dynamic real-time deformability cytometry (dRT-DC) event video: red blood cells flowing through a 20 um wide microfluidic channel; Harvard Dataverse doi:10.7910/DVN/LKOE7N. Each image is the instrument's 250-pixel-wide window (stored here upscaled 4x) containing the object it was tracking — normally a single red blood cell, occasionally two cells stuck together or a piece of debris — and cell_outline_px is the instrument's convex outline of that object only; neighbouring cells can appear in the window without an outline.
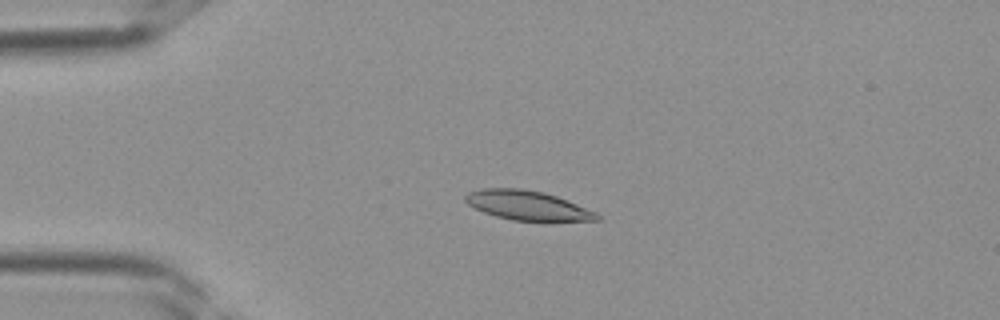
{"species": "Egyptian fruit bat (a non-hibernating species)", "species_latin": "Rousettus aegyptiacus", "temperature_condition": "room temperature", "stored_images_in_passage": 36, "camera_frame_rate_fps": 3000, "um_per_image_px": 0.085, "frame": {"image": 1, "passage_image": 8, "time_ms": 2.333, "image_size_px": [1000, 320], "cell_outline_px": [[600, 220], [512, 220], [496, 216], [484, 212], [468, 204], [464, 200], [464, 196], [468, 192], [484, 188], [520, 188], [544, 192], [556, 196], [596, 212], [600, 216]], "centroid_in_image_um": [44.79, 17.44], "position_along_channel_um": 40.2, "area_um2": 22.14}}
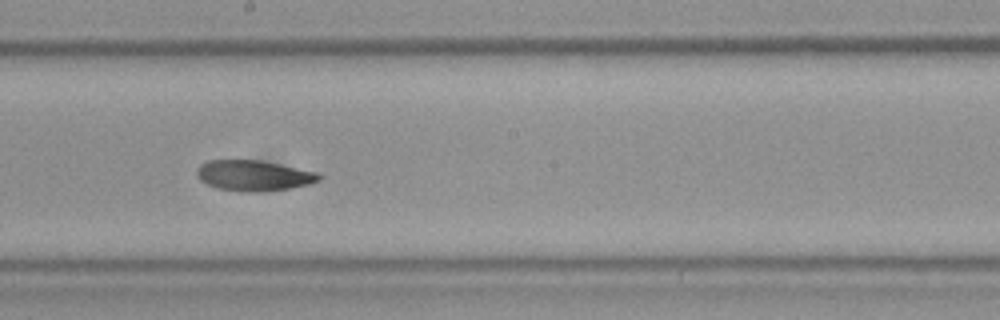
{"frame": {"image": 2, "passage_image": 20, "time_ms": 6.333, "image_size_px": [1000, 320], "cell_outline_px": [[320, 180], [308, 184], [292, 188], [240, 192], [216, 188], [200, 180], [196, 176], [196, 168], [200, 164], [208, 160], [260, 160], [320, 172]], "centroid_in_image_um": [21.54, 14.91], "position_along_channel_um": 226.7, "area_um2": 21.79}}
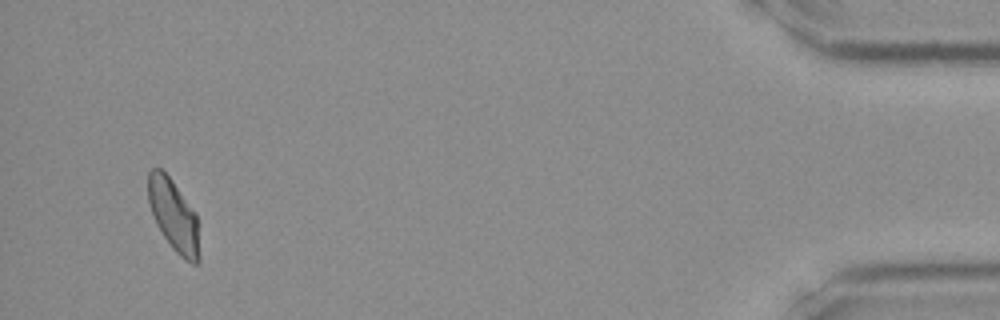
{"frame": {"image": 3, "passage_image": 35, "time_ms": 11.333, "image_size_px": [1000, 320], "cell_outline_px": [[200, 260], [196, 264], [192, 264], [184, 260], [172, 248], [156, 224], [148, 200], [148, 172], [152, 168], [160, 168], [172, 180], [196, 212], [200, 256]], "centroid_in_image_um": [14.78, 18.33], "position_along_channel_um": 420.4, "area_um2": 21.44}}